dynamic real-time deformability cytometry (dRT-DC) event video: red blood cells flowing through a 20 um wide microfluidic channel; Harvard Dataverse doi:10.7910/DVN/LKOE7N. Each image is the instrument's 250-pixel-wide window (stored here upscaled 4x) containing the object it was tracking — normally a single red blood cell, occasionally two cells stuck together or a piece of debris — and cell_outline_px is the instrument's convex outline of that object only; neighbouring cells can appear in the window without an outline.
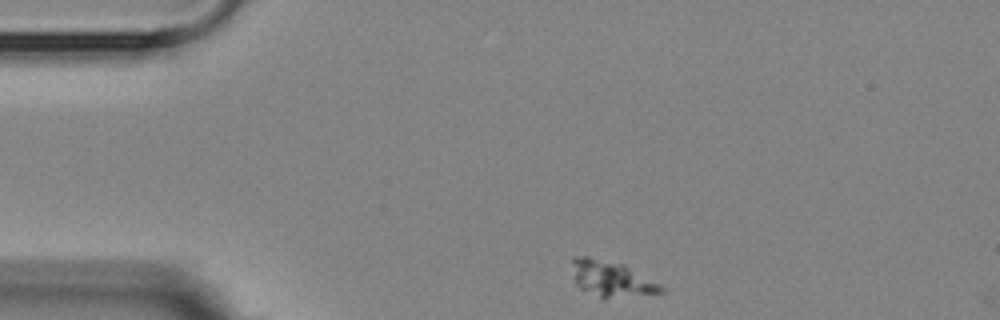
{"species": "Egyptian fruit bat (a non-hibernating species)", "species_latin": "Rousettus aegyptiacus", "temperature_condition": "room temperature", "stored_images_in_passage": 3, "camera_frame_rate_fps": 3000, "um_per_image_px": 0.085, "animal": {"sex": "female"}, "frame": {"image": 1, "passage_image": 1, "time_ms": 0.0, "image_size_px": [1000, 320], "cell_outline_px": [[664, 292], [604, 300], [600, 300], [580, 288], [576, 284], [572, 260], [572, 256], [588, 256], [624, 264], [660, 284], [664, 288]], "centroid_in_image_um": [51.96, 23.73], "position_along_channel_um": 33.0, "area_um2": 18.84}}